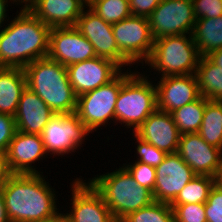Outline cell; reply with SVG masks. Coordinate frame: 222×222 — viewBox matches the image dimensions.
Masks as SVG:
<instances>
[{"mask_svg": "<svg viewBox=\"0 0 222 222\" xmlns=\"http://www.w3.org/2000/svg\"><path fill=\"white\" fill-rule=\"evenodd\" d=\"M195 76L202 97L222 101V69L208 57H200Z\"/></svg>", "mask_w": 222, "mask_h": 222, "instance_id": "obj_24", "label": "cell"}, {"mask_svg": "<svg viewBox=\"0 0 222 222\" xmlns=\"http://www.w3.org/2000/svg\"><path fill=\"white\" fill-rule=\"evenodd\" d=\"M120 222H174L170 204L153 201L150 205L129 213Z\"/></svg>", "mask_w": 222, "mask_h": 222, "instance_id": "obj_28", "label": "cell"}, {"mask_svg": "<svg viewBox=\"0 0 222 222\" xmlns=\"http://www.w3.org/2000/svg\"><path fill=\"white\" fill-rule=\"evenodd\" d=\"M195 19L222 16V0H192Z\"/></svg>", "mask_w": 222, "mask_h": 222, "instance_id": "obj_34", "label": "cell"}, {"mask_svg": "<svg viewBox=\"0 0 222 222\" xmlns=\"http://www.w3.org/2000/svg\"><path fill=\"white\" fill-rule=\"evenodd\" d=\"M154 40L191 34L196 22L192 0H161L148 17Z\"/></svg>", "mask_w": 222, "mask_h": 222, "instance_id": "obj_10", "label": "cell"}, {"mask_svg": "<svg viewBox=\"0 0 222 222\" xmlns=\"http://www.w3.org/2000/svg\"><path fill=\"white\" fill-rule=\"evenodd\" d=\"M55 113L27 86L22 91L17 112L14 116L19 132L41 134Z\"/></svg>", "mask_w": 222, "mask_h": 222, "instance_id": "obj_21", "label": "cell"}, {"mask_svg": "<svg viewBox=\"0 0 222 222\" xmlns=\"http://www.w3.org/2000/svg\"><path fill=\"white\" fill-rule=\"evenodd\" d=\"M174 222H207L203 203L171 205Z\"/></svg>", "mask_w": 222, "mask_h": 222, "instance_id": "obj_32", "label": "cell"}, {"mask_svg": "<svg viewBox=\"0 0 222 222\" xmlns=\"http://www.w3.org/2000/svg\"><path fill=\"white\" fill-rule=\"evenodd\" d=\"M45 178L42 174L10 176L1 193L11 222H56L61 218L58 191Z\"/></svg>", "mask_w": 222, "mask_h": 222, "instance_id": "obj_1", "label": "cell"}, {"mask_svg": "<svg viewBox=\"0 0 222 222\" xmlns=\"http://www.w3.org/2000/svg\"><path fill=\"white\" fill-rule=\"evenodd\" d=\"M126 163L123 164V167L130 173L138 185L147 188L153 193L156 180V167L139 161L129 163L127 161Z\"/></svg>", "mask_w": 222, "mask_h": 222, "instance_id": "obj_30", "label": "cell"}, {"mask_svg": "<svg viewBox=\"0 0 222 222\" xmlns=\"http://www.w3.org/2000/svg\"><path fill=\"white\" fill-rule=\"evenodd\" d=\"M176 153L196 175L214 177L222 164V150L208 144L197 132L182 134Z\"/></svg>", "mask_w": 222, "mask_h": 222, "instance_id": "obj_16", "label": "cell"}, {"mask_svg": "<svg viewBox=\"0 0 222 222\" xmlns=\"http://www.w3.org/2000/svg\"><path fill=\"white\" fill-rule=\"evenodd\" d=\"M191 34L201 57L221 49L222 16L197 19Z\"/></svg>", "mask_w": 222, "mask_h": 222, "instance_id": "obj_23", "label": "cell"}, {"mask_svg": "<svg viewBox=\"0 0 222 222\" xmlns=\"http://www.w3.org/2000/svg\"><path fill=\"white\" fill-rule=\"evenodd\" d=\"M136 70L127 67L108 84L77 97L75 114L91 133L99 127L102 130V126L115 124V106L120 88Z\"/></svg>", "mask_w": 222, "mask_h": 222, "instance_id": "obj_7", "label": "cell"}, {"mask_svg": "<svg viewBox=\"0 0 222 222\" xmlns=\"http://www.w3.org/2000/svg\"><path fill=\"white\" fill-rule=\"evenodd\" d=\"M66 68L77 97L108 84L122 71L113 61L97 56Z\"/></svg>", "mask_w": 222, "mask_h": 222, "instance_id": "obj_15", "label": "cell"}, {"mask_svg": "<svg viewBox=\"0 0 222 222\" xmlns=\"http://www.w3.org/2000/svg\"><path fill=\"white\" fill-rule=\"evenodd\" d=\"M112 31L121 54L132 65L138 64L135 68L141 63L140 68H145L154 44L148 18L131 15L112 24Z\"/></svg>", "mask_w": 222, "mask_h": 222, "instance_id": "obj_9", "label": "cell"}, {"mask_svg": "<svg viewBox=\"0 0 222 222\" xmlns=\"http://www.w3.org/2000/svg\"><path fill=\"white\" fill-rule=\"evenodd\" d=\"M70 212L61 213L64 222H116L102 196L82 176L72 180Z\"/></svg>", "mask_w": 222, "mask_h": 222, "instance_id": "obj_11", "label": "cell"}, {"mask_svg": "<svg viewBox=\"0 0 222 222\" xmlns=\"http://www.w3.org/2000/svg\"><path fill=\"white\" fill-rule=\"evenodd\" d=\"M215 65L222 69V48L216 50L207 56Z\"/></svg>", "mask_w": 222, "mask_h": 222, "instance_id": "obj_39", "label": "cell"}, {"mask_svg": "<svg viewBox=\"0 0 222 222\" xmlns=\"http://www.w3.org/2000/svg\"><path fill=\"white\" fill-rule=\"evenodd\" d=\"M15 3V6H21V8H28L35 0H12Z\"/></svg>", "mask_w": 222, "mask_h": 222, "instance_id": "obj_42", "label": "cell"}, {"mask_svg": "<svg viewBox=\"0 0 222 222\" xmlns=\"http://www.w3.org/2000/svg\"><path fill=\"white\" fill-rule=\"evenodd\" d=\"M26 86L35 92L55 114H73L77 95L65 66L48 57L37 59L24 68Z\"/></svg>", "mask_w": 222, "mask_h": 222, "instance_id": "obj_3", "label": "cell"}, {"mask_svg": "<svg viewBox=\"0 0 222 222\" xmlns=\"http://www.w3.org/2000/svg\"><path fill=\"white\" fill-rule=\"evenodd\" d=\"M87 6L82 0H35L27 9L50 28L76 26Z\"/></svg>", "mask_w": 222, "mask_h": 222, "instance_id": "obj_20", "label": "cell"}, {"mask_svg": "<svg viewBox=\"0 0 222 222\" xmlns=\"http://www.w3.org/2000/svg\"><path fill=\"white\" fill-rule=\"evenodd\" d=\"M155 79L157 109L171 113L197 100L201 95L195 74Z\"/></svg>", "mask_w": 222, "mask_h": 222, "instance_id": "obj_18", "label": "cell"}, {"mask_svg": "<svg viewBox=\"0 0 222 222\" xmlns=\"http://www.w3.org/2000/svg\"><path fill=\"white\" fill-rule=\"evenodd\" d=\"M215 185L214 177L207 175H196L180 191L179 195L170 205L205 203L211 189Z\"/></svg>", "mask_w": 222, "mask_h": 222, "instance_id": "obj_27", "label": "cell"}, {"mask_svg": "<svg viewBox=\"0 0 222 222\" xmlns=\"http://www.w3.org/2000/svg\"><path fill=\"white\" fill-rule=\"evenodd\" d=\"M0 222H11L7 215L3 195L0 191Z\"/></svg>", "mask_w": 222, "mask_h": 222, "instance_id": "obj_40", "label": "cell"}, {"mask_svg": "<svg viewBox=\"0 0 222 222\" xmlns=\"http://www.w3.org/2000/svg\"><path fill=\"white\" fill-rule=\"evenodd\" d=\"M131 134L134 136V138L132 137L133 140L136 138L135 154L138 155L137 159L132 161H139L150 166L157 167L164 160L167 153L142 140L134 132H131Z\"/></svg>", "mask_w": 222, "mask_h": 222, "instance_id": "obj_31", "label": "cell"}, {"mask_svg": "<svg viewBox=\"0 0 222 222\" xmlns=\"http://www.w3.org/2000/svg\"><path fill=\"white\" fill-rule=\"evenodd\" d=\"M16 131L14 116L0 113V154H6L9 143Z\"/></svg>", "mask_w": 222, "mask_h": 222, "instance_id": "obj_35", "label": "cell"}, {"mask_svg": "<svg viewBox=\"0 0 222 222\" xmlns=\"http://www.w3.org/2000/svg\"><path fill=\"white\" fill-rule=\"evenodd\" d=\"M200 57L192 34L164 36L154 40L150 57L144 63L149 71H142L152 75L153 69L155 79L160 75L158 78L195 74Z\"/></svg>", "mask_w": 222, "mask_h": 222, "instance_id": "obj_5", "label": "cell"}, {"mask_svg": "<svg viewBox=\"0 0 222 222\" xmlns=\"http://www.w3.org/2000/svg\"><path fill=\"white\" fill-rule=\"evenodd\" d=\"M75 27L93 45L97 57L113 61L122 70H126V66H129V69H131L132 64L118 49L116 40L113 36L112 24L104 21L88 6L78 18Z\"/></svg>", "mask_w": 222, "mask_h": 222, "instance_id": "obj_12", "label": "cell"}, {"mask_svg": "<svg viewBox=\"0 0 222 222\" xmlns=\"http://www.w3.org/2000/svg\"><path fill=\"white\" fill-rule=\"evenodd\" d=\"M25 88L26 76L23 68L0 67V113L15 116Z\"/></svg>", "mask_w": 222, "mask_h": 222, "instance_id": "obj_22", "label": "cell"}, {"mask_svg": "<svg viewBox=\"0 0 222 222\" xmlns=\"http://www.w3.org/2000/svg\"><path fill=\"white\" fill-rule=\"evenodd\" d=\"M88 182L102 196L116 222L154 201L152 192L138 185L123 166L112 172L97 174Z\"/></svg>", "mask_w": 222, "mask_h": 222, "instance_id": "obj_4", "label": "cell"}, {"mask_svg": "<svg viewBox=\"0 0 222 222\" xmlns=\"http://www.w3.org/2000/svg\"><path fill=\"white\" fill-rule=\"evenodd\" d=\"M90 133L78 116L73 113L55 114L40 135L47 154L62 158L66 154L69 155L81 149Z\"/></svg>", "mask_w": 222, "mask_h": 222, "instance_id": "obj_8", "label": "cell"}, {"mask_svg": "<svg viewBox=\"0 0 222 222\" xmlns=\"http://www.w3.org/2000/svg\"><path fill=\"white\" fill-rule=\"evenodd\" d=\"M88 7L109 24L132 15L129 0H94Z\"/></svg>", "mask_w": 222, "mask_h": 222, "instance_id": "obj_29", "label": "cell"}, {"mask_svg": "<svg viewBox=\"0 0 222 222\" xmlns=\"http://www.w3.org/2000/svg\"><path fill=\"white\" fill-rule=\"evenodd\" d=\"M161 0H130V11L133 16L148 18L160 4Z\"/></svg>", "mask_w": 222, "mask_h": 222, "instance_id": "obj_36", "label": "cell"}, {"mask_svg": "<svg viewBox=\"0 0 222 222\" xmlns=\"http://www.w3.org/2000/svg\"><path fill=\"white\" fill-rule=\"evenodd\" d=\"M149 76L136 70L122 84L116 100L115 125L119 123L135 132L157 109L155 81Z\"/></svg>", "mask_w": 222, "mask_h": 222, "instance_id": "obj_6", "label": "cell"}, {"mask_svg": "<svg viewBox=\"0 0 222 222\" xmlns=\"http://www.w3.org/2000/svg\"><path fill=\"white\" fill-rule=\"evenodd\" d=\"M142 140L168 153H176L180 132L171 113L156 109L134 132Z\"/></svg>", "mask_w": 222, "mask_h": 222, "instance_id": "obj_19", "label": "cell"}, {"mask_svg": "<svg viewBox=\"0 0 222 222\" xmlns=\"http://www.w3.org/2000/svg\"><path fill=\"white\" fill-rule=\"evenodd\" d=\"M215 186L222 190V164L221 167L217 170L216 175L214 176Z\"/></svg>", "mask_w": 222, "mask_h": 222, "instance_id": "obj_41", "label": "cell"}, {"mask_svg": "<svg viewBox=\"0 0 222 222\" xmlns=\"http://www.w3.org/2000/svg\"><path fill=\"white\" fill-rule=\"evenodd\" d=\"M197 133L208 144L222 150V101L205 98L202 124Z\"/></svg>", "mask_w": 222, "mask_h": 222, "instance_id": "obj_25", "label": "cell"}, {"mask_svg": "<svg viewBox=\"0 0 222 222\" xmlns=\"http://www.w3.org/2000/svg\"><path fill=\"white\" fill-rule=\"evenodd\" d=\"M12 175L5 155L0 154V191L7 184L8 179Z\"/></svg>", "mask_w": 222, "mask_h": 222, "instance_id": "obj_37", "label": "cell"}, {"mask_svg": "<svg viewBox=\"0 0 222 222\" xmlns=\"http://www.w3.org/2000/svg\"><path fill=\"white\" fill-rule=\"evenodd\" d=\"M5 157L12 174H43L34 163L48 158V154L40 134L16 131Z\"/></svg>", "mask_w": 222, "mask_h": 222, "instance_id": "obj_17", "label": "cell"}, {"mask_svg": "<svg viewBox=\"0 0 222 222\" xmlns=\"http://www.w3.org/2000/svg\"><path fill=\"white\" fill-rule=\"evenodd\" d=\"M19 10L0 32V67L24 68L48 55L51 28L27 8Z\"/></svg>", "mask_w": 222, "mask_h": 222, "instance_id": "obj_2", "label": "cell"}, {"mask_svg": "<svg viewBox=\"0 0 222 222\" xmlns=\"http://www.w3.org/2000/svg\"><path fill=\"white\" fill-rule=\"evenodd\" d=\"M12 4L15 5L12 0H0V32L5 28V24H7V22L11 19L7 14V11H9L8 5L11 6Z\"/></svg>", "mask_w": 222, "mask_h": 222, "instance_id": "obj_38", "label": "cell"}, {"mask_svg": "<svg viewBox=\"0 0 222 222\" xmlns=\"http://www.w3.org/2000/svg\"><path fill=\"white\" fill-rule=\"evenodd\" d=\"M204 207L207 222H222V190L214 185Z\"/></svg>", "mask_w": 222, "mask_h": 222, "instance_id": "obj_33", "label": "cell"}, {"mask_svg": "<svg viewBox=\"0 0 222 222\" xmlns=\"http://www.w3.org/2000/svg\"><path fill=\"white\" fill-rule=\"evenodd\" d=\"M48 58L63 66L96 57L93 45L75 27H54L50 30Z\"/></svg>", "mask_w": 222, "mask_h": 222, "instance_id": "obj_13", "label": "cell"}, {"mask_svg": "<svg viewBox=\"0 0 222 222\" xmlns=\"http://www.w3.org/2000/svg\"><path fill=\"white\" fill-rule=\"evenodd\" d=\"M196 174L177 153H168L156 167L154 201L171 204Z\"/></svg>", "mask_w": 222, "mask_h": 222, "instance_id": "obj_14", "label": "cell"}, {"mask_svg": "<svg viewBox=\"0 0 222 222\" xmlns=\"http://www.w3.org/2000/svg\"><path fill=\"white\" fill-rule=\"evenodd\" d=\"M86 6H89L94 0H82Z\"/></svg>", "mask_w": 222, "mask_h": 222, "instance_id": "obj_43", "label": "cell"}, {"mask_svg": "<svg viewBox=\"0 0 222 222\" xmlns=\"http://www.w3.org/2000/svg\"><path fill=\"white\" fill-rule=\"evenodd\" d=\"M204 110L205 97L200 96L197 100L171 112L173 120L181 135L199 131Z\"/></svg>", "mask_w": 222, "mask_h": 222, "instance_id": "obj_26", "label": "cell"}]
</instances>
